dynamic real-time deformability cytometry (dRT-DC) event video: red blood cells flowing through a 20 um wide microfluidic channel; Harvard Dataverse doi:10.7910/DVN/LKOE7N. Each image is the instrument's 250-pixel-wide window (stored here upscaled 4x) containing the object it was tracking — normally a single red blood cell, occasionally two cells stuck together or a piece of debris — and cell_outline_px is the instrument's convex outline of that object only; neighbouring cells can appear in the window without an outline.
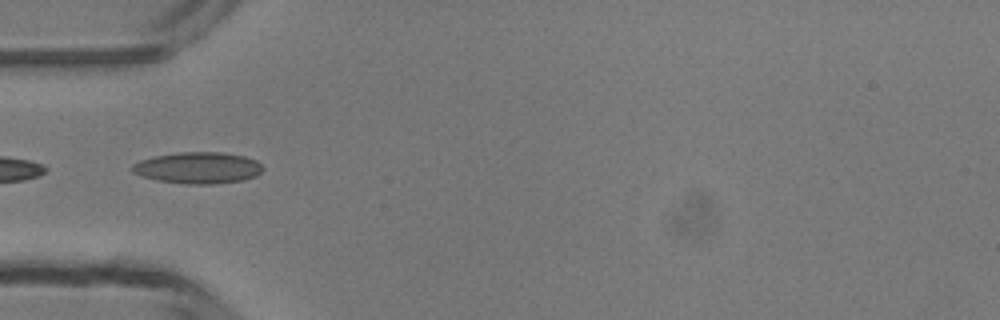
{"species": "common noctule bat (a hibernating species)", "species_latin": "Nyctalus noctula", "temperature_condition": "room temperature", "stored_images_in_passage": 3, "camera_frame_rate_fps": 3000, "um_per_image_px": 0.085, "animal": {"sex": "male", "body_mass_g": 13.3}, "frame": {"image": 1, "passage_image": 1, "time_ms": 0.0, "image_size_px": [1000, 320], "cell_outline_px": [[264, 168], [256, 176], [244, 180], [212, 184], [184, 184], [156, 180], [132, 172], [132, 164], [140, 160], [156, 156], [176, 152], [220, 152], [244, 156], [256, 160]], "centroid_in_image_um": [16.84, 14.26], "position_along_channel_um": 68.2, "area_um2": 23.93}}